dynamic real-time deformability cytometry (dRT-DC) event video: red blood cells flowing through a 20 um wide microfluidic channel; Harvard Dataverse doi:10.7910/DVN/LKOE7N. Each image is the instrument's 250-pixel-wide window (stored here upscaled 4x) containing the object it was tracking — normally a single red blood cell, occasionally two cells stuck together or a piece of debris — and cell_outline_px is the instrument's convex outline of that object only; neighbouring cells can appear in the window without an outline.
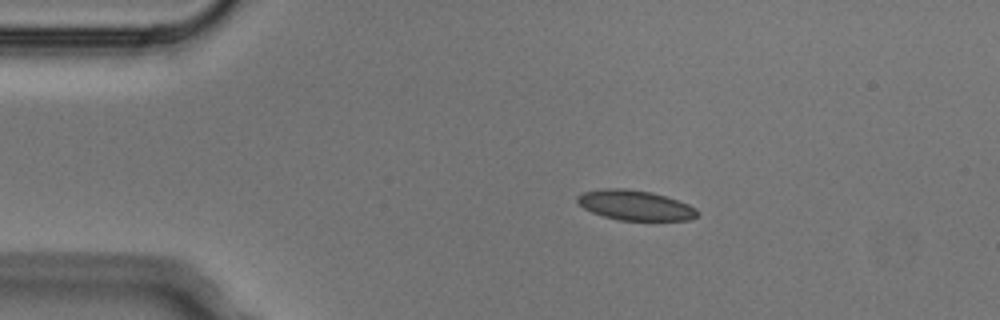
{"species": "Egyptian fruit bat (a non-hibernating species)", "species_latin": "Rousettus aegyptiacus", "temperature_condition": "cold", "stored_images_in_passage": 3, "camera_frame_rate_fps": 3000, "um_per_image_px": 0.085, "animal": {"sex": "male"}, "frame": {"image": 1, "passage_image": 1, "time_ms": 0.0, "image_size_px": [1000, 320], "cell_outline_px": [[696, 216], [688, 220], [620, 220], [604, 216], [592, 212], [584, 208], [576, 200], [576, 196], [584, 192], [604, 188], [628, 188], [652, 192], [688, 204], [696, 208]], "centroid_in_image_um": [53.95, 17.43], "position_along_channel_um": 31.0, "area_um2": 20.75}}
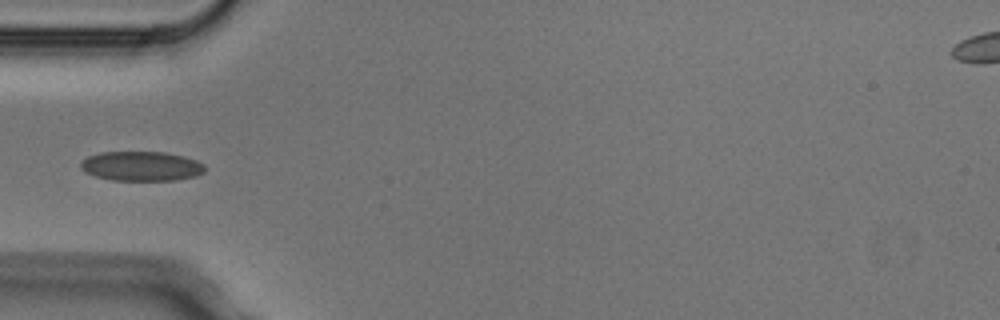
{"frame": {"image": 2, "passage_image": 2, "time_ms": 0.333, "image_size_px": [1000, 320], "cell_outline_px": [[204, 172], [196, 176], [176, 180], [112, 180], [96, 176], [84, 172], [80, 168], [80, 164], [88, 156], [100, 152], [164, 152], [184, 156], [196, 160], [204, 164]], "centroid_in_image_um": [12.02, 14.12], "position_along_channel_um": 73.0, "area_um2": 21.39}}
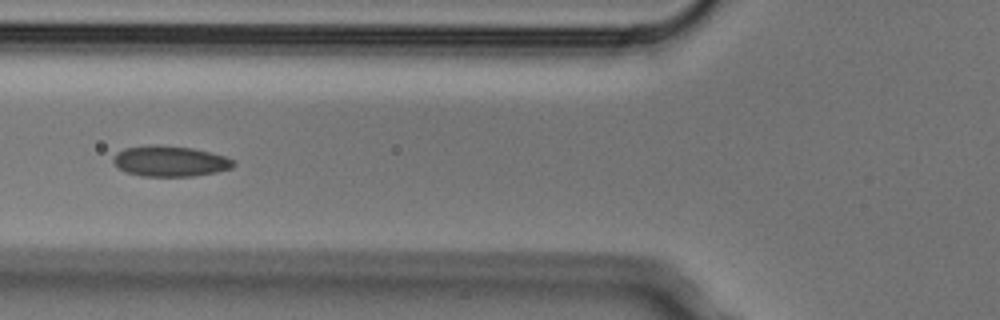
{"frame": {"image": 3, "passage_image": 3, "time_ms": 0.667, "image_size_px": [1000, 320], "cell_outline_px": [[236, 164], [232, 168], [216, 172], [192, 176], [140, 176], [124, 172], [112, 160], [116, 152], [124, 148], [148, 144], [160, 144], [192, 148], [212, 152], [236, 160]], "centroid_in_image_um": [14.46, 13.68], "position_along_channel_um": 111.3, "area_um2": 21.79}}